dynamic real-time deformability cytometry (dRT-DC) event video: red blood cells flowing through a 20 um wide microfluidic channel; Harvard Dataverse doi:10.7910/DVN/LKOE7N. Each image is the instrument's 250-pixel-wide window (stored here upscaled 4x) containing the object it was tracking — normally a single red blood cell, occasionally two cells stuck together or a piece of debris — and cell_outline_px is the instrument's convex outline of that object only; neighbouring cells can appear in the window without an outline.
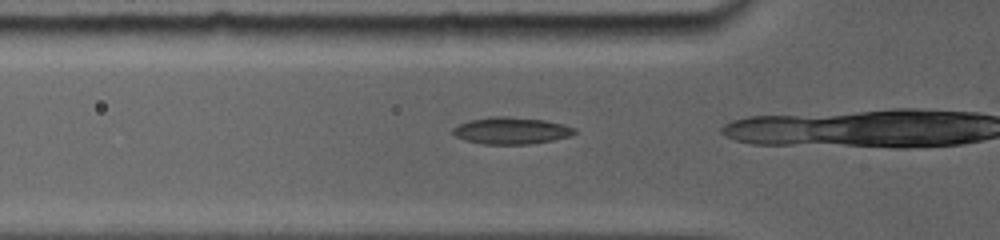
{"species": "common noctule bat (a hibernating species)", "species_latin": "Nyctalus noctula", "temperature_condition": "room temperature", "stored_images_in_passage": 7, "camera_frame_rate_fps": 5000, "um_per_image_px": 0.085, "animal": {"sex": "female", "body_mass_g": 19.0, "forearm_length_mm": 56.7}, "frame": {"image": 1, "passage_image": 2, "time_ms": 0.6, "image_size_px": [1000, 240], "cell_outline_px": [[576, 132], [568, 136], [552, 140], [528, 144], [488, 144], [468, 140], [456, 136], [452, 132], [452, 128], [460, 124], [472, 120], [492, 116], [504, 116], [544, 120], [560, 124], [572, 128]], "centroid_in_image_um": [43.42, 11.1], "position_along_channel_um": 82.4, "area_um2": 18.44}}
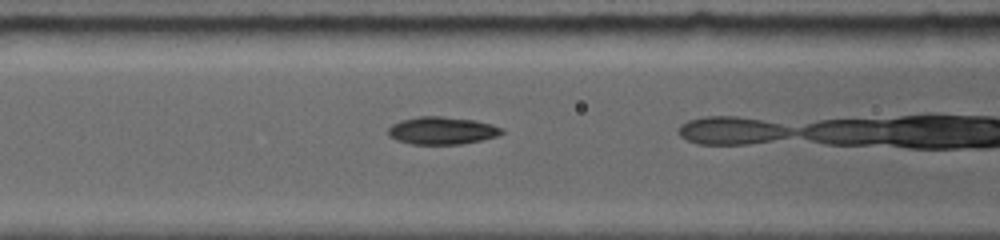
{"frame": {"image": 2, "passage_image": 4, "time_ms": 1.8, "image_size_px": [1000, 240], "cell_outline_px": [[504, 132], [496, 136], [480, 140], [460, 144], [412, 144], [400, 140], [392, 136], [388, 132], [388, 128], [392, 124], [404, 120], [420, 116], [440, 116], [472, 120], [488, 124], [500, 128]], "centroid_in_image_um": [37.55, 11.1], "position_along_channel_um": 129.0, "area_um2": 17.63}}